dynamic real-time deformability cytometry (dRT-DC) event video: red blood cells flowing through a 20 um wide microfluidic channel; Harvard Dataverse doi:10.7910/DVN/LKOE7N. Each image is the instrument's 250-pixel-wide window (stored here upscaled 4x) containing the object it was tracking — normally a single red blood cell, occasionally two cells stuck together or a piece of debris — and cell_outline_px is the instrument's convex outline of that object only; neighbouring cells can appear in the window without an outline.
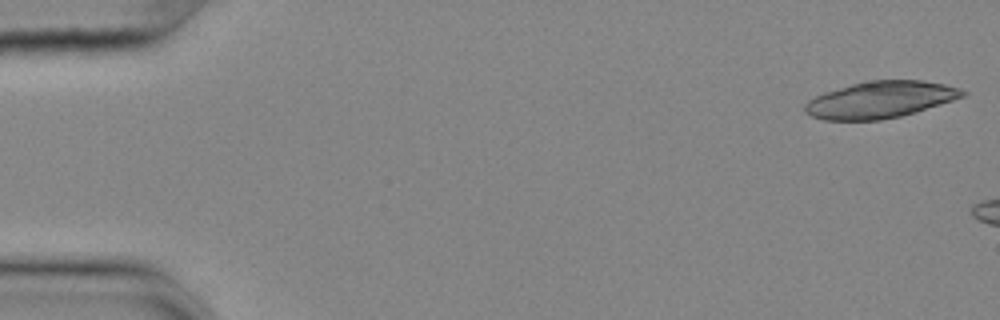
{"species": "common noctule bat (a hibernating species)", "species_latin": "Nyctalus noctula", "temperature_condition": "cold", "stored_images_in_passage": 6, "camera_frame_rate_fps": 3000, "um_per_image_px": 0.085, "animal": {"sex": "female", "body_mass_g": 25.1}, "frame": {"image": 1, "passage_image": 1, "time_ms": 0.0, "image_size_px": [1000, 320], "cell_outline_px": [[968, 92], [964, 96], [940, 104], [900, 116], [880, 120], [824, 120], [812, 116], [804, 112], [804, 104], [808, 100], [824, 92], [852, 84], [872, 80], [920, 80], [944, 84], [960, 88]], "centroid_in_image_um": [74.8, 8.47], "position_along_channel_um": 10.2, "area_um2": 33.47}}